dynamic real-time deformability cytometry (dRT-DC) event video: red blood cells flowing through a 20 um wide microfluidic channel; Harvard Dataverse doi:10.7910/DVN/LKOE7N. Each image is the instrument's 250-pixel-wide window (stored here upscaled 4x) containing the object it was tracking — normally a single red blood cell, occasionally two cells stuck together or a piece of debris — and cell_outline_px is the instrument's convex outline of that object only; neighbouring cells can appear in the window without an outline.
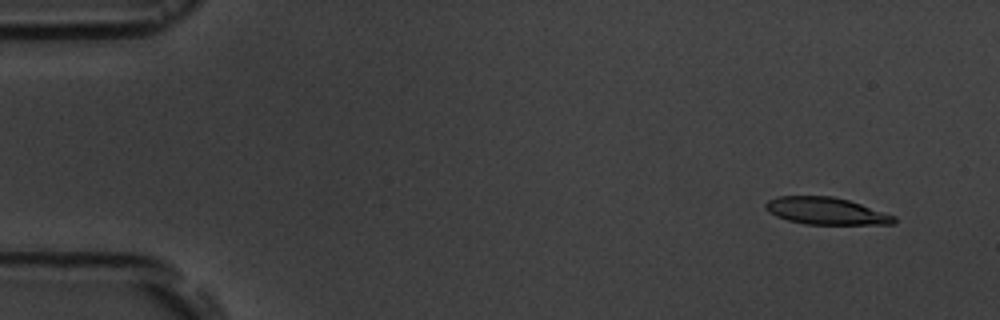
{"species": "common noctule bat (a hibernating species)", "species_latin": "Nyctalus noctula", "temperature_condition": "room temperature", "stored_images_in_passage": 6, "camera_frame_rate_fps": 3000, "um_per_image_px": 0.085, "animal": {"sex": "male", "body_mass_g": 19.5, "forearm_length_mm": 54.6}, "frame": {"image": 1, "passage_image": 2, "time_ms": 1.0, "image_size_px": [1000, 320], "cell_outline_px": [[896, 224], [804, 224], [788, 220], [776, 216], [768, 212], [764, 208], [764, 204], [768, 200], [776, 196], [832, 196], [848, 200], [896, 216]], "centroid_in_image_um": [70.18, 17.93], "position_along_channel_um": 14.8, "area_um2": 20.29}}
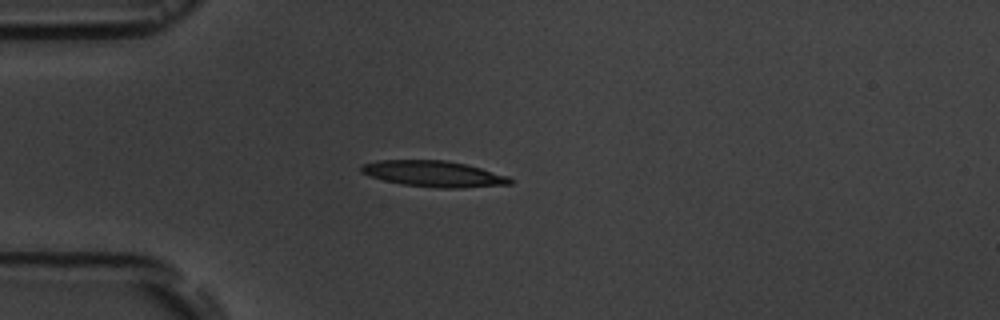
{"frame": {"image": 2, "passage_image": 5, "time_ms": 4.667, "image_size_px": [1000, 320], "cell_outline_px": [[512, 184], [460, 188], [440, 188], [404, 184], [384, 180], [360, 172], [360, 164], [376, 160], [444, 160], [464, 164], [480, 168], [508, 176], [512, 180]], "centroid_in_image_um": [36.84, 14.77], "position_along_channel_um": 48.2, "area_um2": 22.37}}